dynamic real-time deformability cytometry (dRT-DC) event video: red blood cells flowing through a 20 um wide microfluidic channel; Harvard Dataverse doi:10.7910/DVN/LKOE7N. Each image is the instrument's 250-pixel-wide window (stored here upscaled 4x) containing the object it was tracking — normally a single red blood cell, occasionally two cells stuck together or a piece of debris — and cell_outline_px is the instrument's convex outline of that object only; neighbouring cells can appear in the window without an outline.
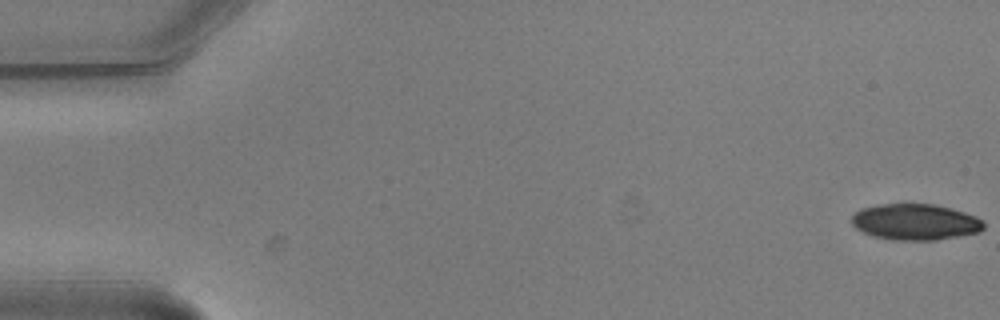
{"species": "common noctule bat (a hibernating species)", "species_latin": "Nyctalus noctula", "temperature_condition": "warm", "stored_images_in_passage": 6, "camera_frame_rate_fps": 3000, "um_per_image_px": 0.085, "animal": {"sex": "male", "body_mass_g": 20.5, "forearm_length_mm": 52.5}, "frame": {"image": 1, "passage_image": 1, "time_ms": 0.0, "image_size_px": [1000, 320], "cell_outline_px": [[984, 228], [980, 232], [936, 240], [892, 240], [872, 236], [856, 228], [852, 224], [852, 216], [860, 208], [876, 204], [904, 200], [936, 204], [952, 208], [976, 216], [984, 220]], "centroid_in_image_um": [77.78, 18.81], "position_along_channel_um": 7.2, "area_um2": 28.9}}